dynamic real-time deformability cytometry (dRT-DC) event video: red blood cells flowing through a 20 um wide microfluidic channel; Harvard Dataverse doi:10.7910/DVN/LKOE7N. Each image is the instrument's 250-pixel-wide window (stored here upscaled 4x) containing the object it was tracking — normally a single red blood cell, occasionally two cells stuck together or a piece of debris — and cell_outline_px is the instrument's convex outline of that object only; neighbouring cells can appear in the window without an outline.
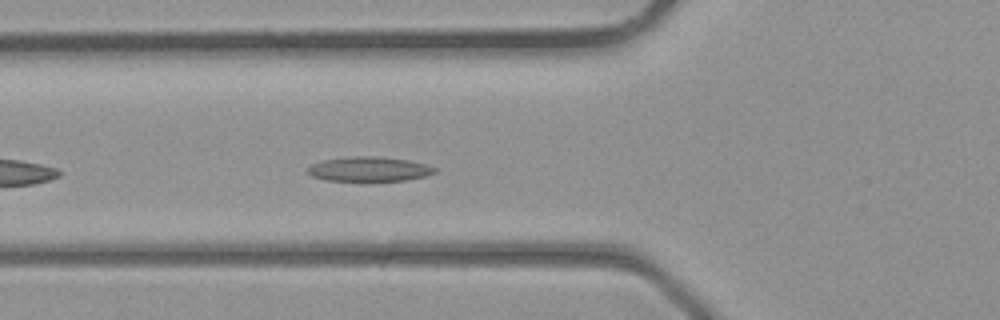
{"species": "common noctule bat (a hibernating species)", "species_latin": "Nyctalus noctula", "temperature_condition": "room temperature", "stored_images_in_passage": 26, "camera_frame_rate_fps": 3000, "um_per_image_px": 0.085, "animal": {"sex": "male", "body_mass_g": 23.1, "forearm_length_mm": 52.7}, "frame": {"image": 1, "passage_image": 8, "time_ms": 2.333, "image_size_px": [1000, 320], "cell_outline_px": [[440, 168], [436, 172], [428, 176], [408, 180], [368, 184], [360, 184], [324, 180], [312, 176], [308, 172], [308, 168], [312, 164], [324, 160], [348, 156], [380, 156], [408, 160]], "centroid_in_image_um": [31.41, 14.43], "position_along_channel_um": 94.4, "area_um2": 19.54}}
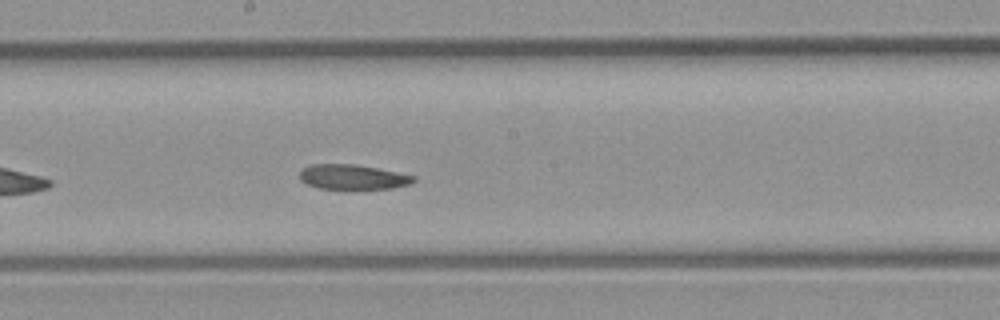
{"frame": {"image": 2, "passage_image": 15, "time_ms": 4.667, "image_size_px": [1000, 320], "cell_outline_px": [[416, 180], [412, 184], [392, 188], [320, 188], [308, 184], [300, 180], [300, 168], [312, 164], [356, 164], [416, 176]], "centroid_in_image_um": [29.98, 15.03], "position_along_channel_um": 218.2, "area_um2": 16.36}}
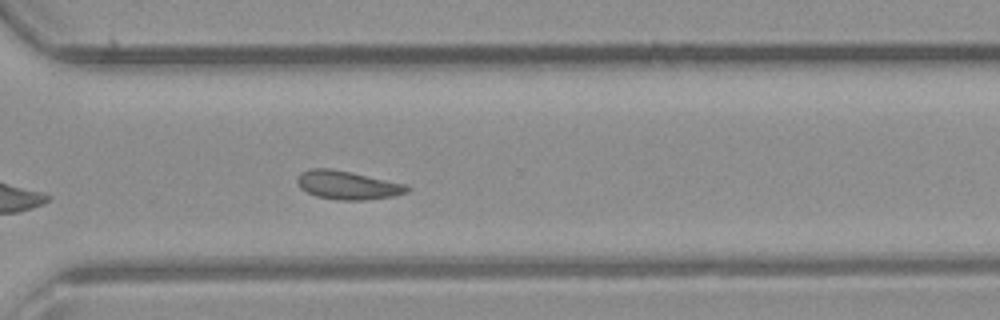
{"frame": {"image": 3, "passage_image": 22, "time_ms": 7.0, "image_size_px": [1000, 320], "cell_outline_px": [[412, 188], [408, 192], [396, 196], [364, 200], [340, 200], [316, 196], [300, 188], [296, 180], [300, 172], [312, 168], [328, 168], [408, 184]], "centroid_in_image_um": [29.58, 15.74], "position_along_channel_um": 341.0, "area_um2": 18.26}}